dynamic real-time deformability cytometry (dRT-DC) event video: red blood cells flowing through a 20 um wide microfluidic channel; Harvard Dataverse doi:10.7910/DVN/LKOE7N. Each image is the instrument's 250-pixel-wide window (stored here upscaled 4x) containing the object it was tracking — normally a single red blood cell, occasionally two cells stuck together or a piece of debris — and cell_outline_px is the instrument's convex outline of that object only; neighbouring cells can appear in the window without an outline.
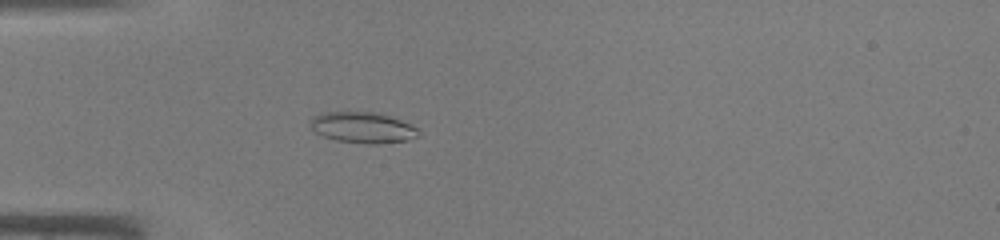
{"species": "common noctule bat (a hibernating species)", "species_latin": "Nyctalus noctula", "temperature_condition": "warm", "stored_images_in_passage": 33, "camera_frame_rate_fps": 3000, "um_per_image_px": 0.085, "animal": {"sex": "male", "body_mass_g": 19.0, "forearm_length_mm": 50.8}, "frame": {"image": 1, "passage_image": 2, "time_ms": 0.333, "image_size_px": [1000, 240], "cell_outline_px": [[416, 136], [408, 140], [380, 144], [368, 144], [336, 140], [324, 136], [316, 132], [312, 128], [312, 116], [320, 112], [376, 112], [400, 120], [416, 128]], "centroid_in_image_um": [30.78, 10.84], "position_along_channel_um": 54.2, "area_um2": 19.13}}
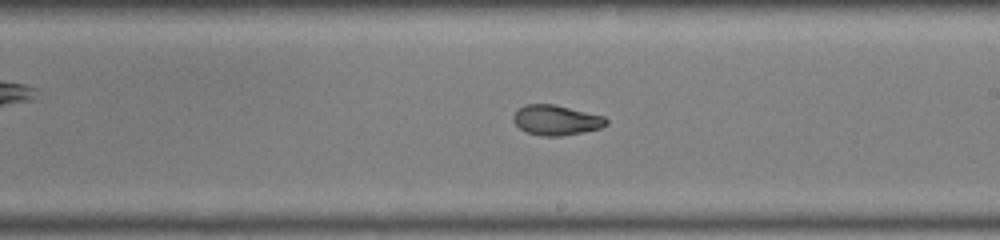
{"frame": {"image": 2, "passage_image": 15, "time_ms": 4.667, "image_size_px": [1000, 240], "cell_outline_px": [[608, 124], [600, 128], [560, 136], [540, 136], [524, 132], [512, 120], [512, 116], [524, 104], [552, 104], [604, 116], [608, 120]], "centroid_in_image_um": [47.24, 10.21], "position_along_channel_um": 241.8, "area_um2": 16.18}}
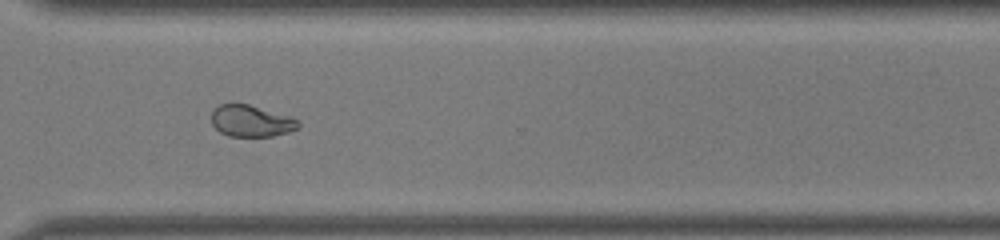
{"frame": {"image": 3, "passage_image": 22, "time_ms": 7.0, "image_size_px": [1000, 240], "cell_outline_px": [[300, 124], [296, 128], [288, 132], [272, 136], [228, 136], [220, 132], [212, 124], [212, 112], [220, 104], [248, 104], [292, 116]], "centroid_in_image_um": [21.35, 10.28], "position_along_channel_um": 349.3, "area_um2": 15.84}}